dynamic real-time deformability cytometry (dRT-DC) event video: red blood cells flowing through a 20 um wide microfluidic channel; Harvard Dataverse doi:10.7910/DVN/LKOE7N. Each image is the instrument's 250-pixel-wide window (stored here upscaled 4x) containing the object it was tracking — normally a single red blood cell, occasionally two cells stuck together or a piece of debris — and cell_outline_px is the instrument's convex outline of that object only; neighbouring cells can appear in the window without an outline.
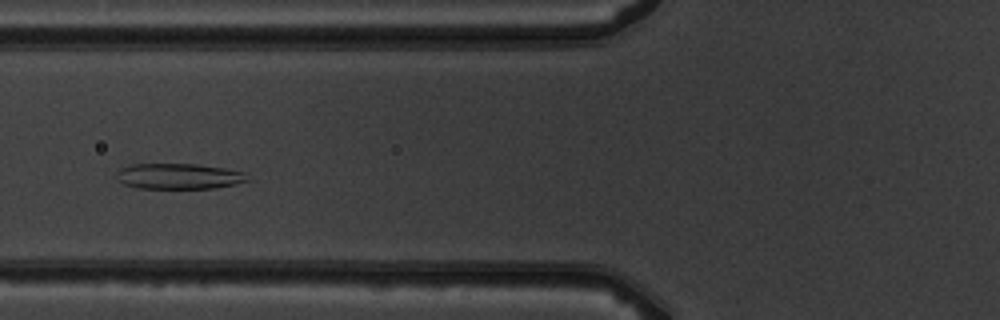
{"species": "common noctule bat (a hibernating species)", "species_latin": "Nyctalus noctula", "temperature_condition": "warm", "stored_images_in_passage": 3, "camera_frame_rate_fps": 3000, "um_per_image_px": 0.085, "animal": {"sex": "male", "body_mass_g": 19.5, "forearm_length_mm": 54.6}, "frame": {"image": 1, "passage_image": 3, "time_ms": 2.333, "image_size_px": [1000, 320], "cell_outline_px": [[252, 180], [236, 184], [212, 188], [136, 188], [124, 184], [116, 176], [116, 172], [120, 168], [132, 164], [196, 164], [224, 168], [248, 172]], "centroid_in_image_um": [15.27, 14.98], "position_along_channel_um": 110.5, "area_um2": 19.77}}